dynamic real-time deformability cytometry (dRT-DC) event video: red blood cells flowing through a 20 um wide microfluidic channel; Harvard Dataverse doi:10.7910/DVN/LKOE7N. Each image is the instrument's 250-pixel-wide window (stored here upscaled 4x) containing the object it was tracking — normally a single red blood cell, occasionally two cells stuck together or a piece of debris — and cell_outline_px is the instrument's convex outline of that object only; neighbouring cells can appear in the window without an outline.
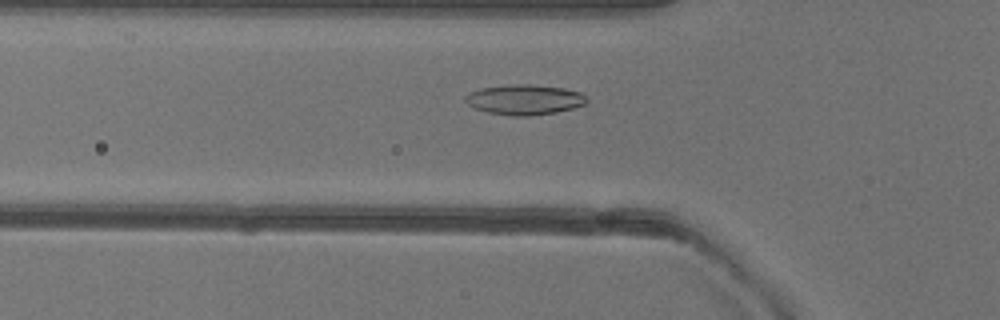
{"species": "common noctule bat (a hibernating species)", "species_latin": "Nyctalus noctula", "temperature_condition": "warm", "stored_images_in_passage": 47, "camera_frame_rate_fps": 3000, "um_per_image_px": 0.085, "animal": {"sex": "female"}, "frame": {"image": 1, "passage_image": 17, "time_ms": 5.333, "image_size_px": [1000, 320], "cell_outline_px": [[588, 100], [584, 104], [572, 108], [556, 112], [528, 116], [512, 116], [488, 112], [472, 108], [464, 100], [464, 96], [468, 92], [484, 88], [508, 84], [532, 84], [564, 88], [580, 92]], "centroid_in_image_um": [44.54, 8.46], "position_along_channel_um": 81.3, "area_um2": 21.39}}
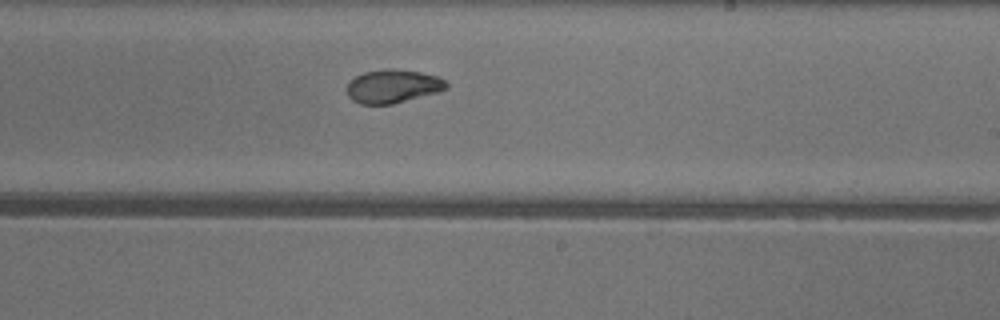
{"frame": {"image": 2, "passage_image": 30, "time_ms": 9.667, "image_size_px": [1000, 320], "cell_outline_px": [[448, 88], [436, 92], [392, 104], [360, 104], [352, 100], [348, 96], [348, 84], [356, 76], [364, 72], [388, 68], [392, 68], [420, 72], [436, 76], [444, 80], [448, 84]], "centroid_in_image_um": [33.38, 7.33], "position_along_channel_um": 255.6, "area_um2": 19.13}}
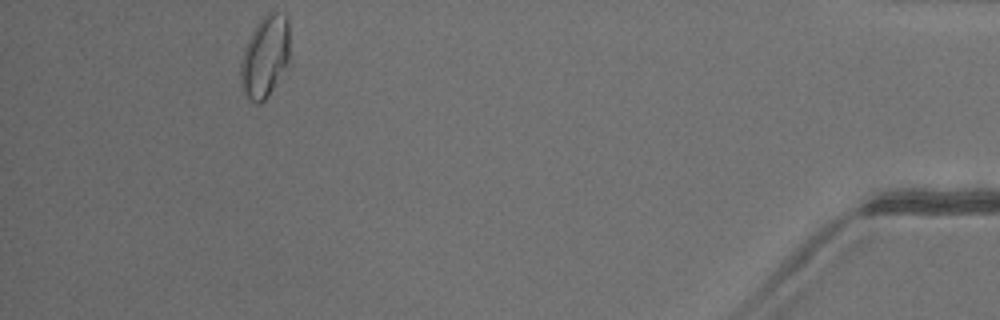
{"frame": {"image": 3, "passage_image": 47, "time_ms": 15.333, "image_size_px": [1000, 320], "cell_outline_px": [[288, 68], [264, 100], [260, 104], [256, 104], [248, 100], [244, 92], [240, 80], [240, 60], [244, 48], [256, 24], [268, 12], [276, 12], [284, 16], [288, 20]], "centroid_in_image_um": [22.51, 4.86], "position_along_channel_um": 412.7, "area_um2": 23.41}, "authors_computed_cell_mechanics": {"area_um2": 20.23, "velocity_mm_per_s": 4.0108, "shape_relaxation_time_tau1_ms": 4.4106, "shape_relaxation_time_tau2_ms": 1.8876, "deformation_change_tau1": 0.1361, "deformation_change_tau2": 0.0631}}